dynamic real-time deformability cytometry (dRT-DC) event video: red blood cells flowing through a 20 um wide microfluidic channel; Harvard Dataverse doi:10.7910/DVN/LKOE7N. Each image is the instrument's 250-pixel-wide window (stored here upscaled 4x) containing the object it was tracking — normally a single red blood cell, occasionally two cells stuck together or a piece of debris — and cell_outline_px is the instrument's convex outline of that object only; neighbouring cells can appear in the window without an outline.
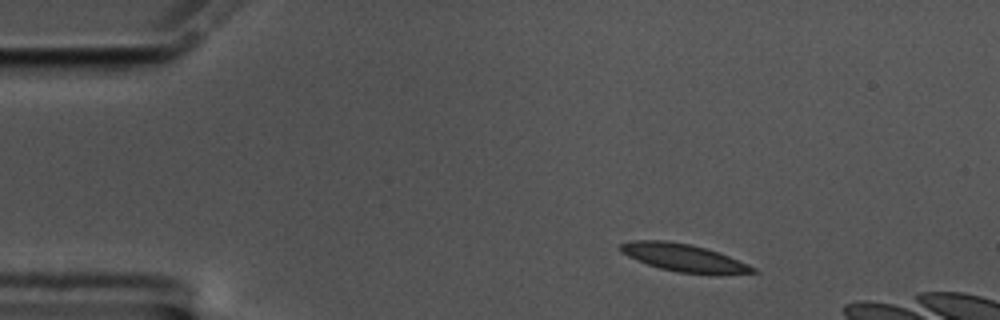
{"species": "common noctule bat (a hibernating species)", "species_latin": "Nyctalus noctula", "temperature_condition": "cold", "stored_images_in_passage": 12, "camera_frame_rate_fps": 3000, "um_per_image_px": 0.085, "animal": {"sex": "male", "body_mass_g": 17.5, "forearm_length_mm": 52.3}, "frame": {"image": 1, "passage_image": 6, "time_ms": 1.667, "image_size_px": [1000, 320], "cell_outline_px": [[760, 272], [676, 272], [660, 268], [636, 260], [620, 252], [616, 248], [616, 244], [636, 240], [664, 240], [692, 244], [728, 256], [748, 264], [756, 268]], "centroid_in_image_um": [57.95, 21.85], "position_along_channel_um": 27.1, "area_um2": 20.63}}